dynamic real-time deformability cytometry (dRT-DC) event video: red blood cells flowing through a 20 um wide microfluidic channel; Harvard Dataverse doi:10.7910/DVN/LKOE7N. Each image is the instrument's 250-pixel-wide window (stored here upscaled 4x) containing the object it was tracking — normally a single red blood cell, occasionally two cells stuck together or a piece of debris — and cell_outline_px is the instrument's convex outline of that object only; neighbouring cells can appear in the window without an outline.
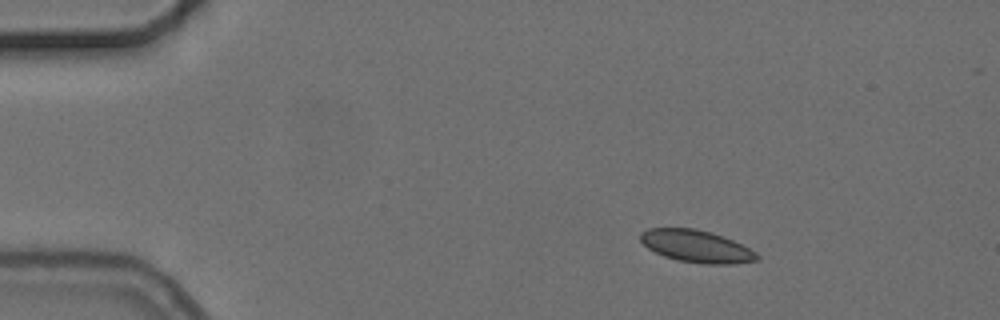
{"species": "common noctule bat (a hibernating species)", "species_latin": "Nyctalus noctula", "temperature_condition": "cold", "stored_images_in_passage": 3, "camera_frame_rate_fps": 3000, "um_per_image_px": 0.085, "animal": {"sex": "female", "body_mass_g": 24.6, "forearm_length_mm": 56.2}, "frame": {"image": 1, "passage_image": 1, "time_ms": 0.0, "image_size_px": [1000, 320], "cell_outline_px": [[760, 260], [736, 264], [700, 264], [676, 260], [664, 256], [648, 248], [640, 240], [640, 232], [648, 228], [696, 228], [712, 232], [732, 240], [756, 252], [760, 256]], "centroid_in_image_um": [59.21, 20.94], "position_along_channel_um": 25.8, "area_um2": 22.08}}